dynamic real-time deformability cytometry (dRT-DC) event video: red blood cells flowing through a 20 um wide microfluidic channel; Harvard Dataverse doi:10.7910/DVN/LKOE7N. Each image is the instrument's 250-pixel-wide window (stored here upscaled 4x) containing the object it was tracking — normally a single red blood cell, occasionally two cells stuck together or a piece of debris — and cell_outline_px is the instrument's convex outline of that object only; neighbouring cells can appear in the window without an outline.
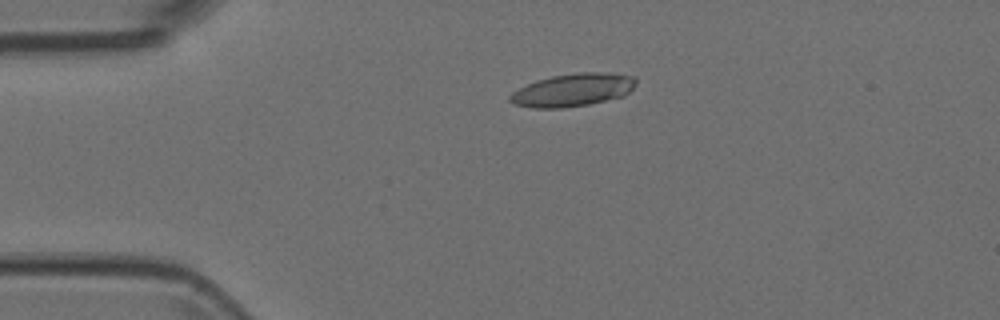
{"species": "Egyptian fruit bat (a non-hibernating species)", "species_latin": "Rousettus aegyptiacus", "temperature_condition": "room temperature", "stored_images_in_passage": 5, "camera_frame_rate_fps": 3000, "um_per_image_px": 0.085, "animal": {"sex": "female"}, "frame": {"image": 1, "passage_image": 4, "time_ms": 1.0, "image_size_px": [1000, 320], "cell_outline_px": [[636, 84], [624, 96], [588, 104], [564, 108], [532, 108], [512, 104], [508, 100], [508, 96], [512, 92], [536, 80], [552, 76], [580, 72], [604, 72], [636, 76]], "centroid_in_image_um": [48.67, 7.65], "position_along_channel_um": 36.3, "area_um2": 24.22}}